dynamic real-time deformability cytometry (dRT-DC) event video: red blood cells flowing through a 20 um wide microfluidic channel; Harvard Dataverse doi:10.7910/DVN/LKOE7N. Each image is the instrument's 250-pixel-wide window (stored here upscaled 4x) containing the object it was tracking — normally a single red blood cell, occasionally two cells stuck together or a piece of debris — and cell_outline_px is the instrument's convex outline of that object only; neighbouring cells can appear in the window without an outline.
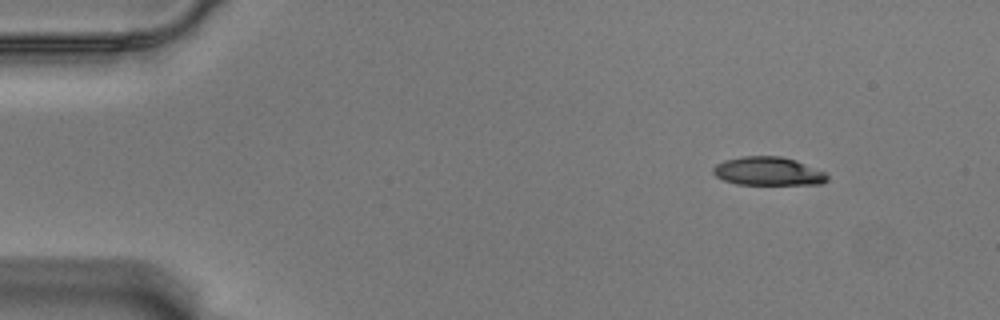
{"species": "Egyptian fruit bat (a non-hibernating species)", "species_latin": "Rousettus aegyptiacus", "temperature_condition": "warm", "stored_images_in_passage": 52, "camera_frame_rate_fps": 3000, "um_per_image_px": 0.085, "animal": {"sex": "male"}, "frame": {"image": 1, "passage_image": 1, "time_ms": 0.0, "image_size_px": [1000, 320], "cell_outline_px": [[828, 180], [820, 184], [736, 184], [724, 180], [716, 176], [712, 172], [712, 168], [716, 164], [724, 160], [740, 156], [780, 156], [796, 160], [824, 172], [828, 176]], "centroid_in_image_um": [65.26, 14.55], "position_along_channel_um": 19.7, "area_um2": 18.9}}
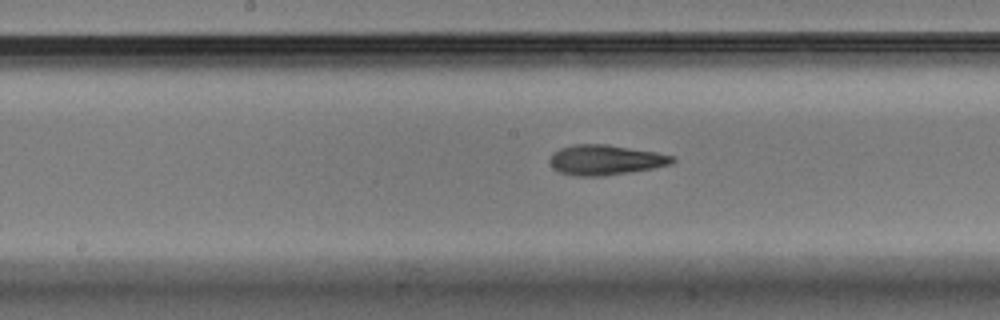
{"frame": {"image": 2, "passage_image": 24, "time_ms": 7.667, "image_size_px": [1000, 320], "cell_outline_px": [[676, 160], [672, 164], [652, 168], [604, 176], [576, 176], [560, 172], [552, 168], [548, 160], [552, 152], [560, 148], [572, 144], [608, 144], [656, 152], [676, 156]], "centroid_in_image_um": [51.44, 13.58], "position_along_channel_um": 196.8, "area_um2": 21.73}}
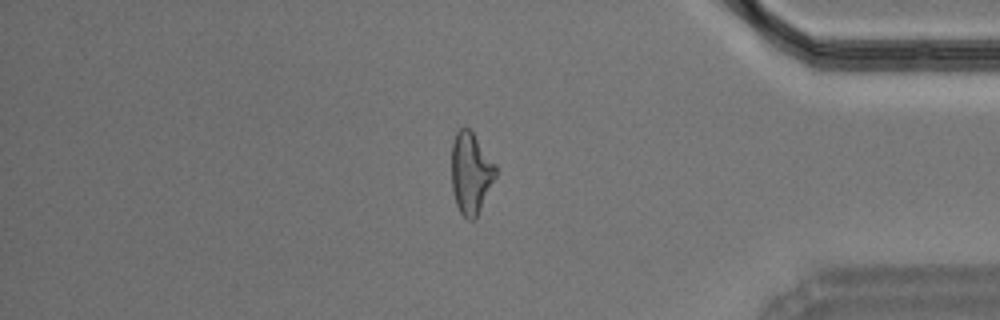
{"frame": {"image": 3, "passage_image": 43, "time_ms": 14.0, "image_size_px": [1000, 320], "cell_outline_px": [[496, 176], [476, 220], [468, 220], [460, 212], [456, 204], [452, 188], [452, 144], [456, 132], [460, 128], [468, 128], [472, 132], [496, 164]], "centroid_in_image_um": [40.03, 14.74], "position_along_channel_um": 395.2, "area_um2": 20.92}, "authors_computed_cell_mechanics": {"area_um2": 21.0681, "velocity_mm_per_s": 3.5405, "shape_relaxation_time_tau1_ms": 5.2936, "shape_relaxation_time_tau2_ms": 2.8969, "deformation_change_tau1": 0.1933, "deformation_change_tau2": 0.1301}}